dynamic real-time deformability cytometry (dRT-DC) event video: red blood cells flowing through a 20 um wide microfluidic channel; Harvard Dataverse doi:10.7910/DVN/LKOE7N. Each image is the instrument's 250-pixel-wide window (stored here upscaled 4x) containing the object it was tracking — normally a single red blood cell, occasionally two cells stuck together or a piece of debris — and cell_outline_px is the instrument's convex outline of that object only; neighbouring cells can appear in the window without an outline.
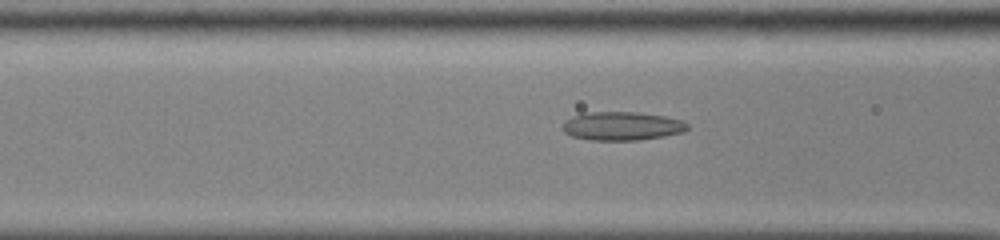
{"species": "common noctule bat (a hibernating species)", "species_latin": "Nyctalus noctula", "temperature_condition": "cold", "stored_images_in_passage": 49, "camera_frame_rate_fps": 3000, "um_per_image_px": 0.085, "animal": {"sex": "male", "body_mass_g": 13.0, "forearm_length_mm": 53.1}, "frame": {"image": 1, "passage_image": 18, "time_ms": 5.667, "image_size_px": [1000, 240], "cell_outline_px": [[688, 128], [684, 132], [664, 136], [640, 140], [588, 140], [572, 136], [564, 132], [560, 128], [564, 120], [584, 112], [636, 112], [664, 116], [680, 120], [688, 124]], "centroid_in_image_um": [52.82, 10.72], "position_along_channel_um": 113.8, "area_um2": 20.92}}
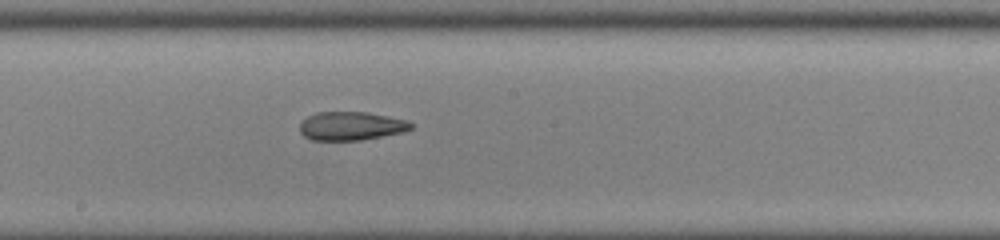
{"frame": {"image": 2, "passage_image": 26, "time_ms": 8.333, "image_size_px": [1000, 240], "cell_outline_px": [[412, 128], [404, 132], [360, 140], [312, 140], [304, 136], [300, 132], [300, 120], [316, 112], [368, 112], [408, 120], [412, 124]], "centroid_in_image_um": [29.83, 10.7], "position_along_channel_um": 218.4, "area_um2": 18.61}}
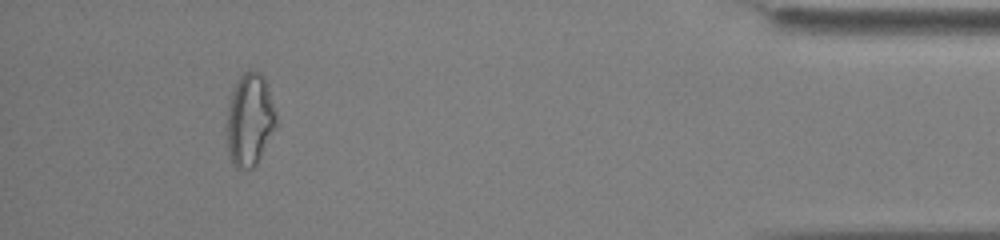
{"frame": {"image": 3, "passage_image": 45, "time_ms": 14.667, "image_size_px": [1000, 240], "cell_outline_px": [[276, 128], [256, 164], [252, 168], [236, 168], [232, 164], [228, 152], [228, 108], [232, 92], [240, 76], [244, 72], [252, 68], [260, 72], [264, 76], [276, 112]], "centroid_in_image_um": [21.25, 10.16], "position_along_channel_um": 414.0, "area_um2": 26.41}, "authors_computed_cell_mechanics": {"area_um2": 21.2704, "velocity_mm_per_s": 3.9183, "shape_relaxation_time_tau1_ms": null, "shape_relaxation_time_tau2_ms": 2.9017, "deformation_change_tau1": null, "deformation_change_tau2": 0.0992}}